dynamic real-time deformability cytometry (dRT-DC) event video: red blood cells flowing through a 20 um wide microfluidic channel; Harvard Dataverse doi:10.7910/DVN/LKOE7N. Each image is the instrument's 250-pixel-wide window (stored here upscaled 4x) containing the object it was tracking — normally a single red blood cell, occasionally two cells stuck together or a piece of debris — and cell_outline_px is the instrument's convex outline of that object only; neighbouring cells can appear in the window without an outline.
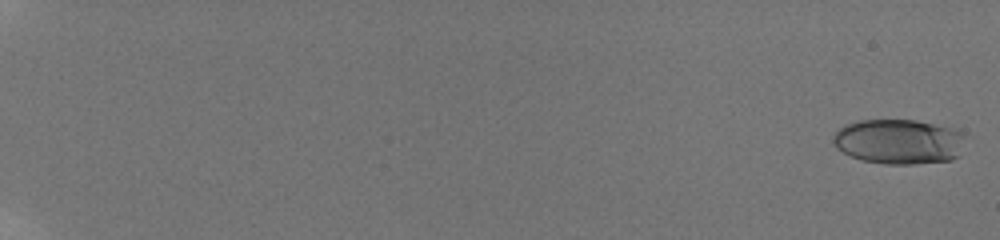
{"species": "human", "species_latin": "Homo sapiens", "temperature_condition": "room temperature", "stored_images_in_passage": 19, "camera_frame_rate_fps": 3000, "um_per_image_px": 0.085, "donor": {"sex": "male"}, "frame": {"image": 1, "passage_image": 1, "time_ms": 0.0, "image_size_px": [1000, 240], "cell_outline_px": [[964, 136], [960, 156], [952, 160], [912, 164], [884, 164], [860, 160], [836, 148], [832, 144], [832, 136], [844, 124], [860, 120], [916, 120], [952, 128], [960, 132]], "centroid_in_image_um": [76.37, 12.04], "position_along_channel_um": 8.6, "area_um2": 34.8}}
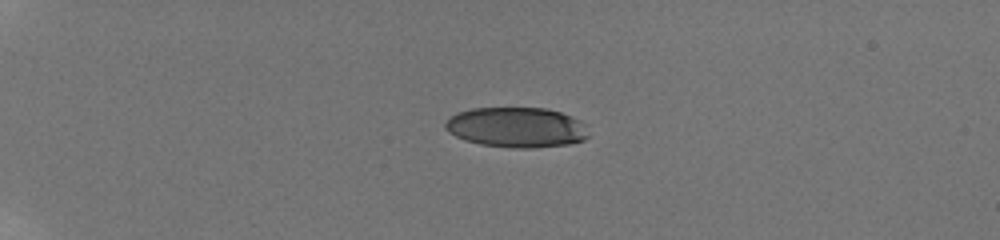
{"frame": {"image": 2, "passage_image": 11, "time_ms": 5.333, "image_size_px": [1000, 240], "cell_outline_px": [[588, 136], [584, 140], [568, 144], [532, 148], [512, 148], [480, 144], [464, 140], [448, 132], [444, 128], [444, 124], [456, 112], [472, 108], [544, 108], [560, 112], [572, 116], [580, 120]], "centroid_in_image_um": [43.87, 10.83], "position_along_channel_um": 41.1, "area_um2": 33.47}}
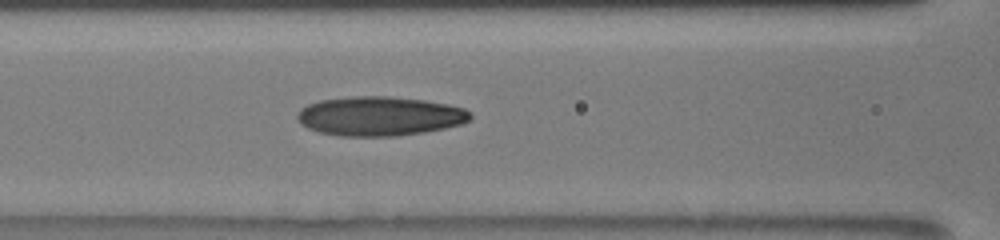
{"frame": {"image": 3, "passage_image": 19, "time_ms": 9.667, "image_size_px": [1000, 240], "cell_outline_px": [[472, 116], [468, 120], [460, 124], [444, 128], [424, 132], [396, 136], [340, 136], [320, 132], [308, 128], [300, 124], [296, 116], [300, 108], [308, 104], [320, 100], [352, 96], [388, 96], [424, 100], [448, 104], [464, 108], [472, 112]], "centroid_in_image_um": [32.25, 9.87], "position_along_channel_um": 134.3, "area_um2": 39.71}}